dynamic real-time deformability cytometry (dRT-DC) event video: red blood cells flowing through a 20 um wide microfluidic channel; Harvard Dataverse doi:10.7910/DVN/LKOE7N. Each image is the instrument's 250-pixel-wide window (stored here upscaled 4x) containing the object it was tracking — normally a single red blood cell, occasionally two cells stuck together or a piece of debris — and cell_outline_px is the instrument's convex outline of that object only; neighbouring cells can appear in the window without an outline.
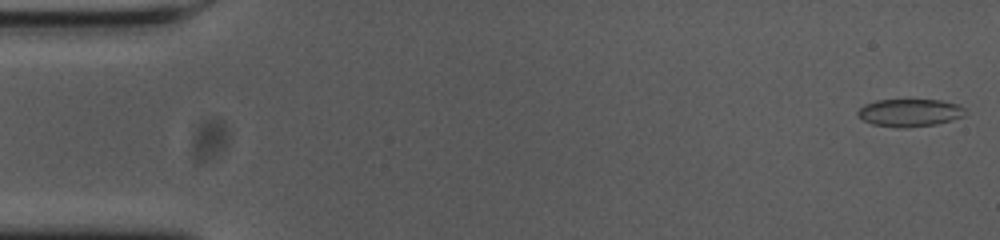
{"species": "common noctule bat (a hibernating species)", "species_latin": "Nyctalus noctula", "temperature_condition": "cold", "stored_images_in_passage": 10, "camera_frame_rate_fps": 3000, "um_per_image_px": 0.085, "animal": {"sex": "female", "body_mass_g": 23.0, "forearm_length_mm": 53.4}, "frame": {"image": 1, "passage_image": 1, "time_ms": 0.0, "image_size_px": [1000, 240], "cell_outline_px": [[964, 116], [952, 120], [936, 124], [904, 128], [900, 128], [872, 124], [864, 120], [856, 112], [864, 104], [876, 100], [940, 100], [960, 104], [964, 108]], "centroid_in_image_um": [77.34, 9.58], "position_along_channel_um": 7.7, "area_um2": 17.28}}